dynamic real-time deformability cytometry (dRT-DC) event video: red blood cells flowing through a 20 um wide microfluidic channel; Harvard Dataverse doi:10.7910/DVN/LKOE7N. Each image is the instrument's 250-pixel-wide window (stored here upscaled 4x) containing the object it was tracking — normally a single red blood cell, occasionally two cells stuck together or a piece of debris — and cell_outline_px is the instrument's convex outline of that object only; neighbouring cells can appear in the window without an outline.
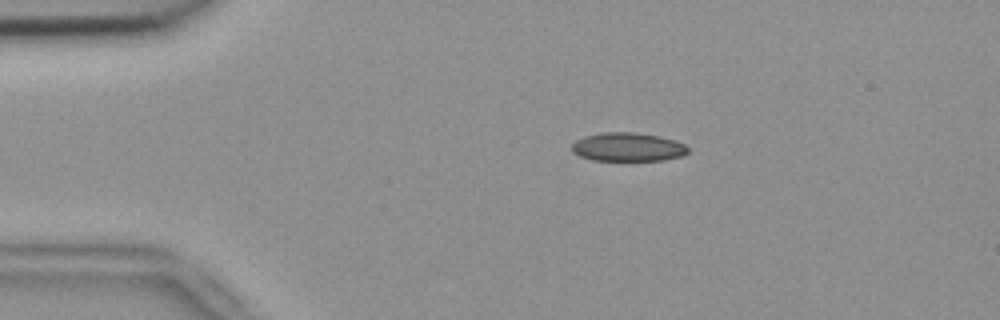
{"species": "common noctule bat (a hibernating species)", "species_latin": "Nyctalus noctula", "temperature_condition": "room temperature", "stored_images_in_passage": 53, "camera_frame_rate_fps": 3000, "um_per_image_px": 0.085, "animal": {"sex": "female", "body_mass_g": 18.4}, "frame": {"image": 1, "passage_image": 10, "time_ms": 3.0, "image_size_px": [1000, 320], "cell_outline_px": [[688, 152], [684, 156], [664, 160], [592, 160], [580, 156], [572, 152], [572, 144], [576, 140], [584, 136], [604, 132], [636, 132], [660, 136], [684, 144], [688, 148]], "centroid_in_image_um": [53.36, 12.49], "position_along_channel_um": 31.6, "area_um2": 19.42}}
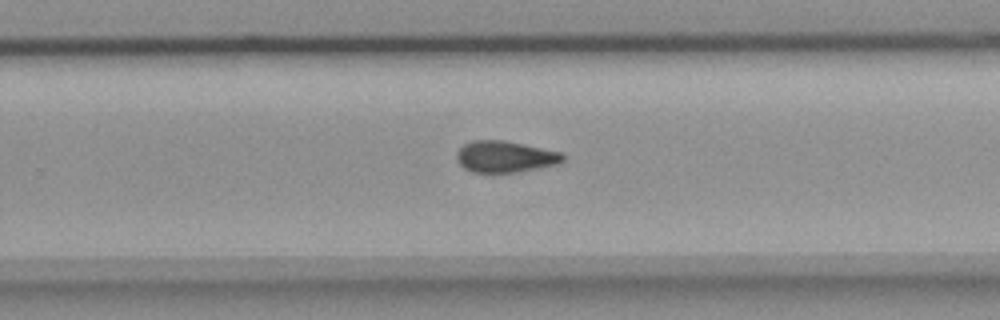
{"frame": {"image": 2, "passage_image": 34, "time_ms": 11.0, "image_size_px": [1000, 320], "cell_outline_px": [[564, 160], [556, 164], [516, 172], [472, 172], [464, 168], [456, 160], [456, 152], [464, 144], [472, 140], [504, 140], [524, 144], [560, 152], [564, 156]], "centroid_in_image_um": [42.88, 13.31], "position_along_channel_um": 286.9, "area_um2": 19.31}}
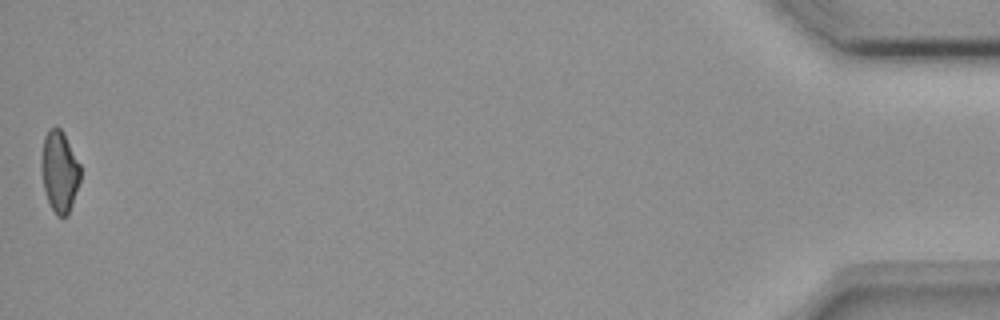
{"frame": {"image": 3, "passage_image": 53, "time_ms": 17.333, "image_size_px": [1000, 320], "cell_outline_px": [[80, 180], [68, 216], [56, 216], [48, 200], [44, 188], [40, 168], [40, 156], [44, 136], [48, 128], [56, 124], [64, 132], [80, 164]], "centroid_in_image_um": [5.04, 14.51], "position_along_channel_um": 430.2, "area_um2": 18.84}, "authors_computed_cell_mechanics": {"area_um2": 19.7676, "velocity_mm_per_s": 3.7778, "shape_relaxation_time_tau1_ms": null, "shape_relaxation_time_tau2_ms": 3.7558, "deformation_change_tau1": null, "deformation_change_tau2": 0.0974}}